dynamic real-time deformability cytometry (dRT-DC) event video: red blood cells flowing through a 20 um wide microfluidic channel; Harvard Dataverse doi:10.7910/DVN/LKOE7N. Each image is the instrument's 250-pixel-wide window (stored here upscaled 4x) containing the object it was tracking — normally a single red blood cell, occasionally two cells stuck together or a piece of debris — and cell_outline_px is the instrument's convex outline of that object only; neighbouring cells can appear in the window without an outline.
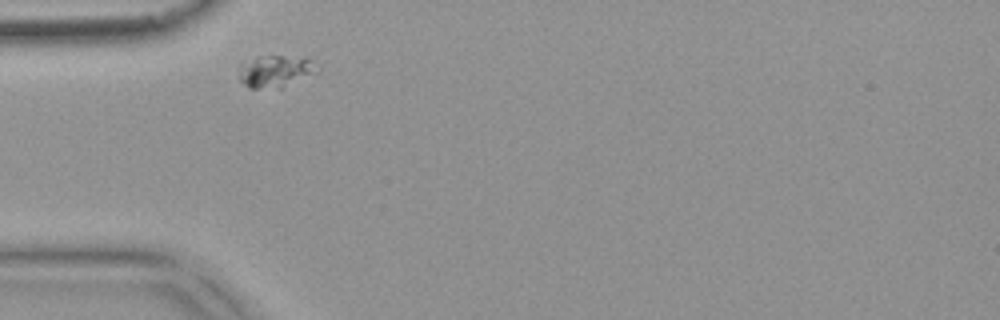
{"species": "common noctule bat (a hibernating species)", "species_latin": "Nyctalus noctula", "temperature_condition": "warm", "stored_images_in_passage": 42, "camera_frame_rate_fps": 3000, "um_per_image_px": 0.085, "animal": {"sex": "female", "body_mass_g": 18.4}, "frame": {"image": 1, "passage_image": 2, "time_ms": 0.333, "image_size_px": [1000, 320], "cell_outline_px": [[324, 60], [320, 72], [280, 88], [248, 88], [240, 80], [240, 64], [256, 56], [308, 56]], "centroid_in_image_um": [23.61, 6.0], "position_along_channel_um": 61.4, "area_um2": 15.55}}
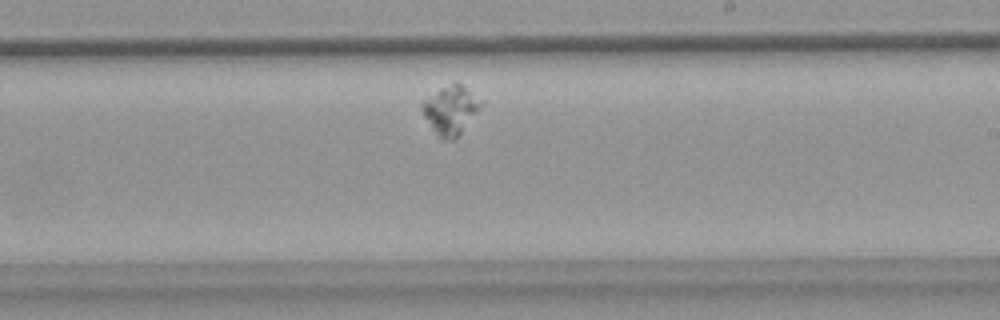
{"frame": {"image": 2, "passage_image": 19, "time_ms": 6.0, "image_size_px": [1000, 320], "cell_outline_px": [[484, 104], [456, 140], [440, 140], [424, 116], [424, 100], [440, 88], [456, 80], [484, 100]], "centroid_in_image_um": [38.38, 9.35], "position_along_channel_um": 250.6, "area_um2": 16.88}}
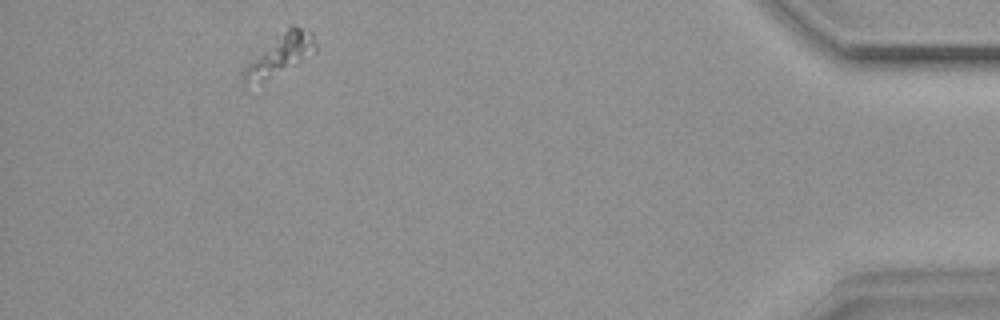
{"frame": {"image": 3, "passage_image": 38, "time_ms": 12.333, "image_size_px": [1000, 320], "cell_outline_px": [[316, 52], [296, 64], [260, 80], [244, 84], [240, 72], [276, 36], [292, 24], [312, 32], [316, 44]], "centroid_in_image_um": [23.85, 4.59], "position_along_channel_um": 411.3, "area_um2": 16.18}}